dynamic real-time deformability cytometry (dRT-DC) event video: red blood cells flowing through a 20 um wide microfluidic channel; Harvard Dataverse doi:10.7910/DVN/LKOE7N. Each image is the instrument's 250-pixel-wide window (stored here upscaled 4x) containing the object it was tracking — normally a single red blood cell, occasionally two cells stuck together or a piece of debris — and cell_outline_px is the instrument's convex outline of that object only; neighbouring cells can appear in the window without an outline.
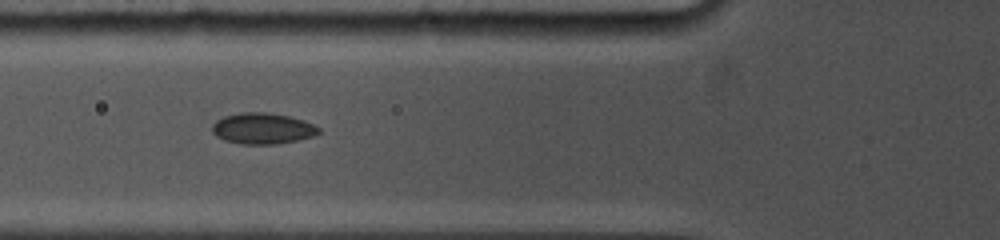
{"species": "common noctule bat (a hibernating species)", "species_latin": "Nyctalus noctula", "temperature_condition": "cold", "stored_images_in_passage": 31, "camera_frame_rate_fps": 5000, "um_per_image_px": 0.085, "animal": {"sex": "female", "body_mass_g": 19.0, "forearm_length_mm": 53.3}, "frame": {"image": 1, "passage_image": 7, "time_ms": 1.8, "image_size_px": [1000, 240], "cell_outline_px": [[320, 132], [312, 136], [296, 140], [276, 144], [240, 144], [224, 140], [216, 136], [212, 132], [212, 124], [216, 120], [224, 116], [240, 112], [268, 112], [288, 116], [304, 120], [320, 128]], "centroid_in_image_um": [22.28, 10.91], "position_along_channel_um": 103.5, "area_um2": 19.31}}
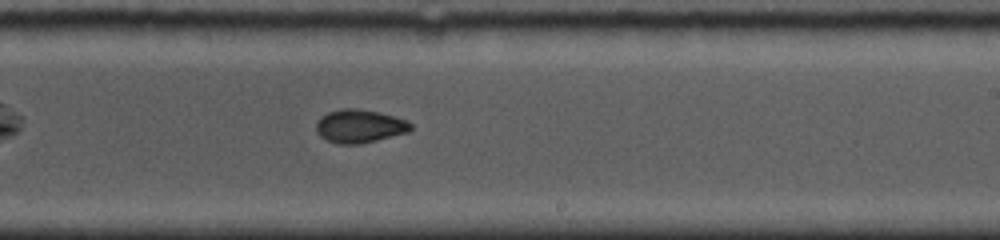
{"frame": {"image": 2, "passage_image": 16, "time_ms": 5.8, "image_size_px": [1000, 240], "cell_outline_px": [[412, 128], [408, 132], [360, 144], [340, 144], [328, 140], [320, 136], [316, 132], [316, 124], [328, 112], [340, 108], [356, 108], [376, 112], [392, 116], [404, 120], [412, 124]], "centroid_in_image_um": [30.55, 10.73], "position_along_channel_um": 258.5, "area_um2": 17.98}}
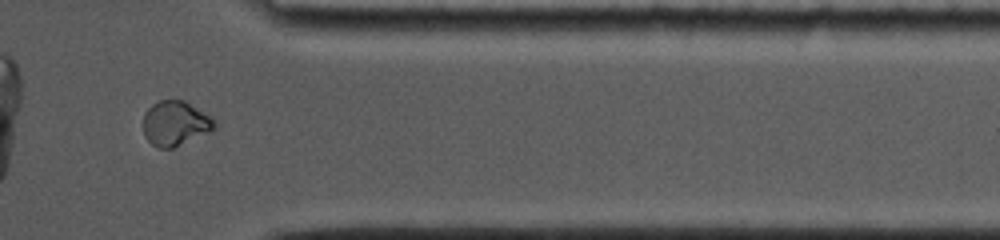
{"frame": {"image": 3, "passage_image": 24, "time_ms": 9.4, "image_size_px": [1000, 240], "cell_outline_px": [[216, 128], [208, 132], [172, 148], [160, 148], [152, 144], [144, 136], [144, 112], [152, 104], [160, 100], [184, 100], [208, 116], [216, 124]], "centroid_in_image_um": [14.85, 10.48], "position_along_channel_um": 396.5, "area_um2": 18.15}}